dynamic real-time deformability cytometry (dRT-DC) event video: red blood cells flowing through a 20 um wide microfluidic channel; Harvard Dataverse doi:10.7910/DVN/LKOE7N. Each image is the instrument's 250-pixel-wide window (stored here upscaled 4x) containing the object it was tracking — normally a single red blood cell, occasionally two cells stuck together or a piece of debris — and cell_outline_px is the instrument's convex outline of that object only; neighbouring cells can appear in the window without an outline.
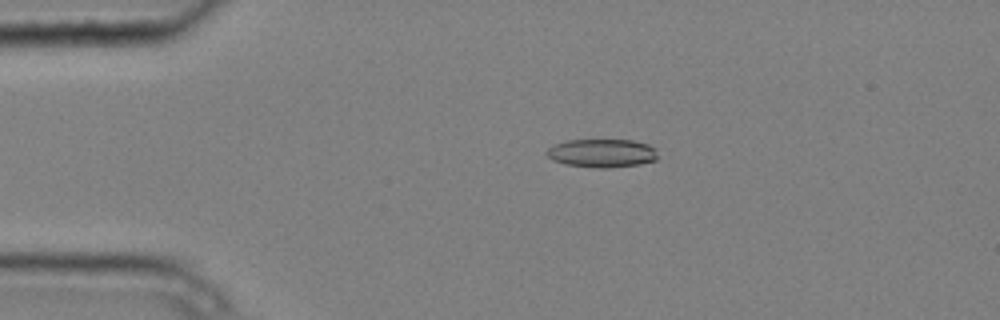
{"species": "common noctule bat (a hibernating species)", "species_latin": "Nyctalus noctula", "temperature_condition": "cold", "stored_images_in_passage": 2, "camera_frame_rate_fps": 3000, "um_per_image_px": 0.085, "animal": {"sex": "male", "body_mass_g": 20.4}, "frame": {"image": 1, "passage_image": 1, "time_ms": 0.0, "image_size_px": [1000, 320], "cell_outline_px": [[656, 160], [640, 164], [608, 168], [596, 168], [564, 164], [552, 160], [544, 152], [552, 144], [568, 140], [632, 140], [648, 144], [656, 148]], "centroid_in_image_um": [51.13, 13.02], "position_along_channel_um": 33.9, "area_um2": 18.55}}